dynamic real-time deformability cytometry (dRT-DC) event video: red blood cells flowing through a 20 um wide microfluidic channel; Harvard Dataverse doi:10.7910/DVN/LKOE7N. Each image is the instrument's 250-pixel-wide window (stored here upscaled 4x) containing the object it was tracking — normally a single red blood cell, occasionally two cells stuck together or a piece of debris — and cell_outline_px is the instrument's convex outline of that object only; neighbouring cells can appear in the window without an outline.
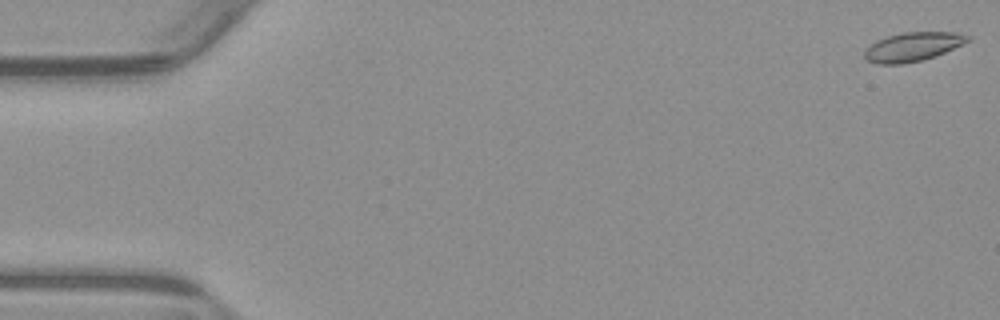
{"species": "common noctule bat (a hibernating species)", "species_latin": "Nyctalus noctula", "temperature_condition": "warm", "stored_images_in_passage": 55, "camera_frame_rate_fps": 3000, "um_per_image_px": 0.085, "animal": {"sex": "male", "body_mass_g": 23.1, "forearm_length_mm": 52.7}, "frame": {"image": 1, "passage_image": 1, "time_ms": 0.0, "image_size_px": [1000, 320], "cell_outline_px": [[972, 40], [964, 44], [936, 56], [920, 60], [900, 64], [876, 64], [868, 60], [864, 56], [864, 52], [876, 40], [888, 36], [904, 32], [956, 32], [972, 36]], "centroid_in_image_um": [77.64, 3.96], "position_along_channel_um": 7.4, "area_um2": 17.4}}
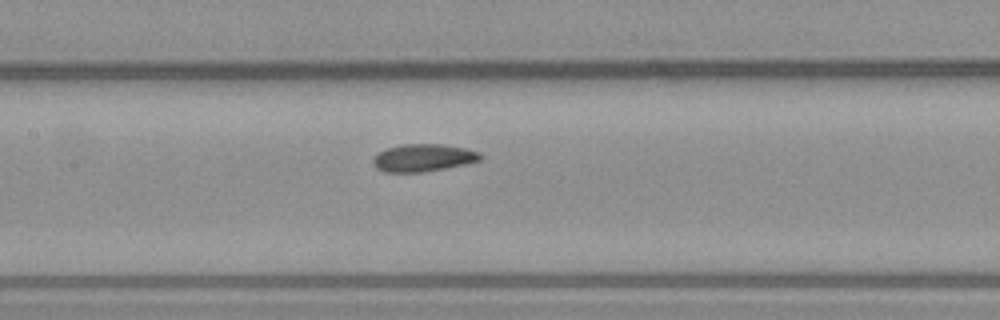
{"frame": {"image": 2, "passage_image": 26, "time_ms": 8.333, "image_size_px": [1000, 320], "cell_outline_px": [[484, 156], [480, 160], [464, 164], [424, 172], [384, 172], [376, 168], [372, 160], [380, 152], [388, 148], [400, 144], [444, 144], [464, 148], [480, 152]], "centroid_in_image_um": [35.99, 13.41], "position_along_channel_um": 171.4, "area_um2": 17.11}}
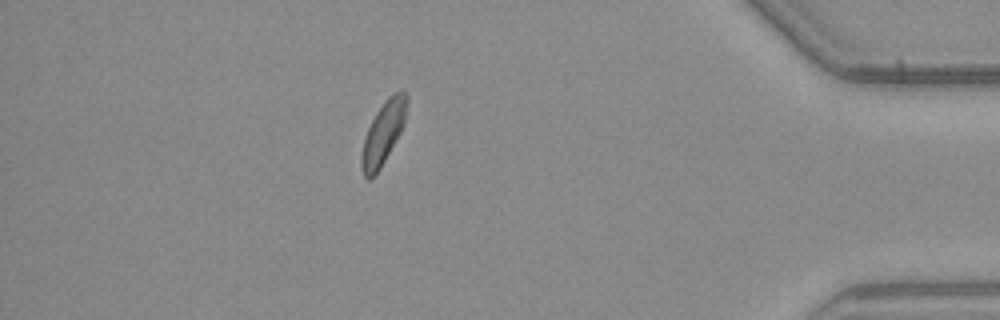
{"frame": {"image": 3, "passage_image": 48, "time_ms": 15.667, "image_size_px": [1000, 320], "cell_outline_px": [[408, 100], [404, 124], [400, 132], [380, 168], [368, 180], [364, 176], [360, 164], [360, 156], [364, 140], [368, 128], [376, 112], [384, 100], [392, 92], [400, 88], [408, 96]], "centroid_in_image_um": [32.58, 11.23], "position_along_channel_um": 402.6, "area_um2": 16.47}, "authors_computed_cell_mechanics": {"area_um2": 17.1666, "velocity_mm_per_s": 3.8026, "shape_relaxation_time_tau1_ms": null, "shape_relaxation_time_tau2_ms": 6.1328, "deformation_change_tau1": null, "deformation_change_tau2": 0.1074}}